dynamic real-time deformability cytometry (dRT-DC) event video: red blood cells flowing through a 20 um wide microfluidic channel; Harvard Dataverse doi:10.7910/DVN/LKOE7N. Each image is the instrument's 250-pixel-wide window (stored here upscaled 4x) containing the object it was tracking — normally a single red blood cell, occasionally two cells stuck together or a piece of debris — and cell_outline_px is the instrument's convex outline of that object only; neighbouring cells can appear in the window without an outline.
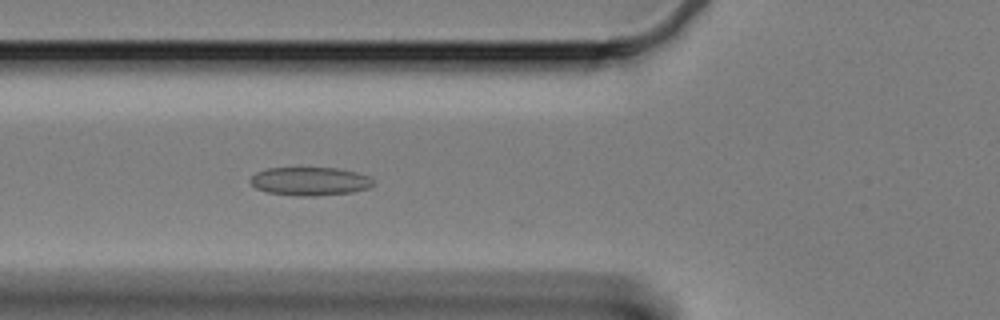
{"species": "Egyptian fruit bat (a non-hibernating species)", "species_latin": "Rousettus aegyptiacus", "temperature_condition": "cold", "stored_images_in_passage": 60, "camera_frame_rate_fps": 3000, "um_per_image_px": 0.085, "animal": {"sex": "female"}, "frame": {"image": 1, "passage_image": 21, "time_ms": 6.667, "image_size_px": [1000, 320], "cell_outline_px": [[376, 184], [368, 188], [352, 192], [316, 196], [296, 196], [268, 192], [256, 188], [248, 180], [256, 172], [268, 168], [336, 168], [356, 172], [372, 176], [376, 180]], "centroid_in_image_um": [26.4, 15.41], "position_along_channel_um": 99.4, "area_um2": 20.58}}
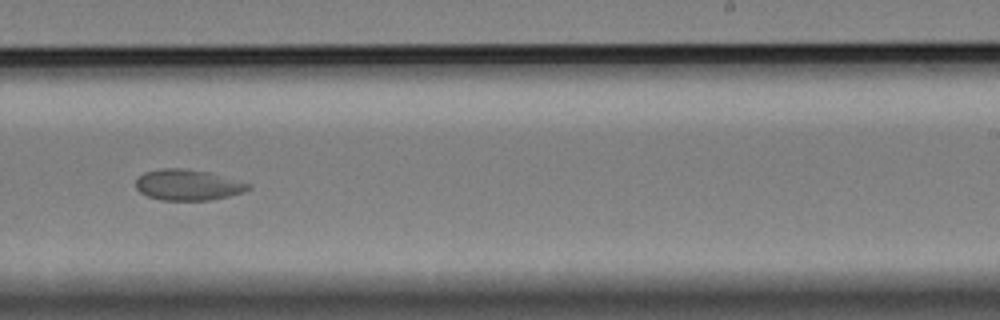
{"frame": {"image": 2, "passage_image": 37, "time_ms": 12.0, "image_size_px": [1000, 320], "cell_outline_px": [[252, 188], [244, 192], [212, 200], [160, 200], [148, 196], [140, 192], [136, 188], [136, 180], [144, 172], [164, 168], [184, 168], [208, 172], [252, 184]], "centroid_in_image_um": [15.99, 15.72], "position_along_channel_um": 273.0, "area_um2": 20.23}}
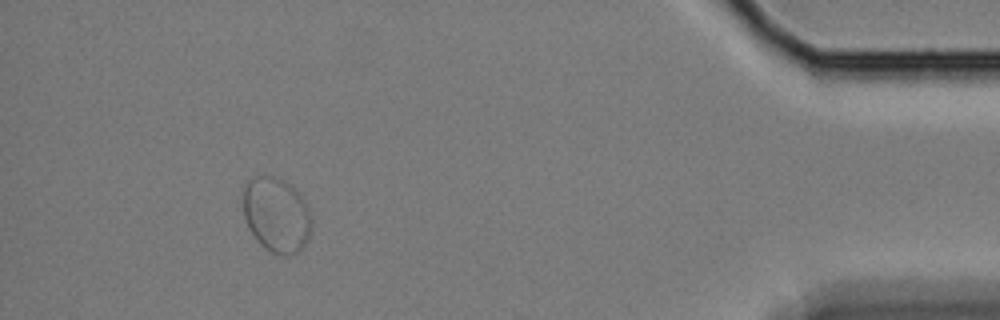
{"frame": {"image": 3, "passage_image": 55, "time_ms": 18.0, "image_size_px": [1000, 320], "cell_outline_px": [[312, 228], [308, 240], [300, 252], [288, 256], [284, 256], [272, 252], [264, 248], [256, 240], [248, 228], [244, 216], [244, 184], [248, 180], [256, 176], [276, 176], [284, 180], [296, 188], [304, 200], [308, 208], [312, 220]], "centroid_in_image_um": [23.52, 18.27], "position_along_channel_um": 411.7, "area_um2": 30.4}, "authors_computed_cell_mechanics": {"area_um2": 21.7617, "velocity_mm_per_s": 3.2539, "shape_relaxation_time_tau1_ms": null, "shape_relaxation_time_tau2_ms": 1.0651, "deformation_change_tau1": null, "deformation_change_tau2": 0.0451}}